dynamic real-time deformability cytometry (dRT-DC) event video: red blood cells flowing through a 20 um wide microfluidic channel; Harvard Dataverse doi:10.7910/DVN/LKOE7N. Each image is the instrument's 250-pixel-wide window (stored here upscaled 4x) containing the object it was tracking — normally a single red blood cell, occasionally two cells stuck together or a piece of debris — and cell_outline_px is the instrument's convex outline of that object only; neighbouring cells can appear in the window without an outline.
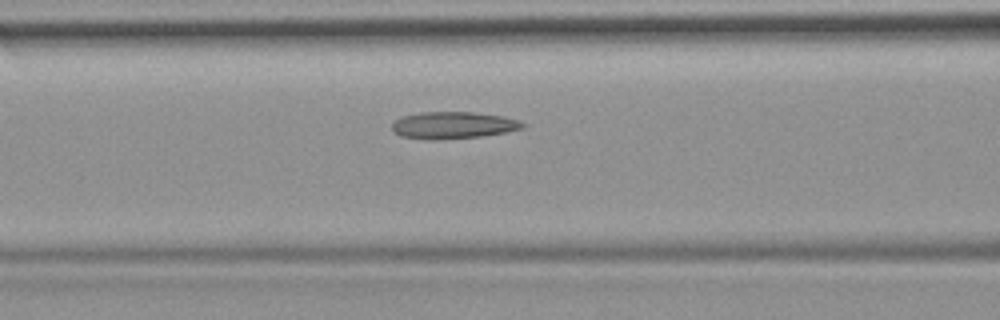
{"species": "common noctule bat (a hibernating species)", "species_latin": "Nyctalus noctula", "temperature_condition": "room temperature", "stored_images_in_passage": 18, "camera_frame_rate_fps": 3000, "um_per_image_px": 0.085, "animal": {"sex": "female", "body_mass_g": 19.9}, "frame": {"image": 1, "passage_image": 16, "time_ms": 5.0, "image_size_px": [1000, 320], "cell_outline_px": [[528, 124], [524, 128], [508, 132], [480, 136], [440, 140], [428, 140], [400, 136], [392, 132], [392, 124], [396, 120], [404, 116], [420, 112], [472, 112], [504, 116], [520, 120]], "centroid_in_image_um": [38.55, 10.65], "position_along_channel_um": 128.0, "area_um2": 20.81}}